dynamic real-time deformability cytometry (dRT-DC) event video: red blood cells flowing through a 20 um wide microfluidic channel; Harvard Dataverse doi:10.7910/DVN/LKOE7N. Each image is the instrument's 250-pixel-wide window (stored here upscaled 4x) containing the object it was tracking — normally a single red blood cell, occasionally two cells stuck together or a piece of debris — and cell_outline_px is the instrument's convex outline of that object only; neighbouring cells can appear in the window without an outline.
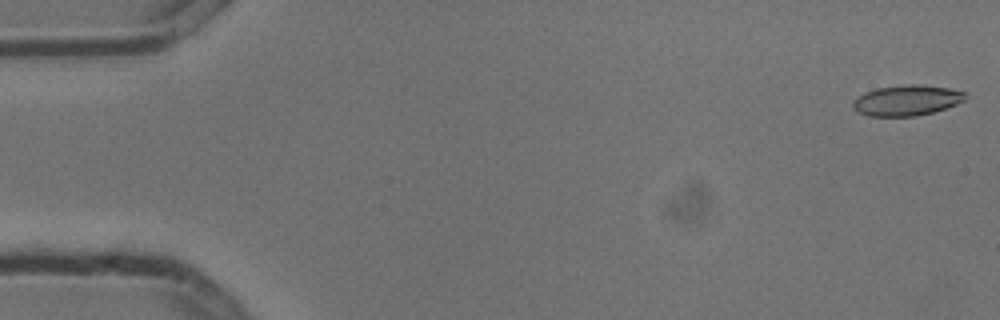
{"species": "common noctule bat (a hibernating species)", "species_latin": "Nyctalus noctula", "temperature_condition": "cold", "stored_images_in_passage": 6, "camera_frame_rate_fps": 3000, "um_per_image_px": 0.085, "animal": {"sex": "male", "body_mass_g": 13.3}, "frame": {"image": 1, "passage_image": 1, "time_ms": 0.0, "image_size_px": [1000, 320], "cell_outline_px": [[964, 100], [956, 104], [932, 112], [916, 116], [868, 116], [856, 112], [852, 108], [852, 100], [864, 92], [876, 88], [904, 84], [920, 84], [948, 88], [964, 92]], "centroid_in_image_um": [76.99, 8.53], "position_along_channel_um": 8.0, "area_um2": 20.06}}
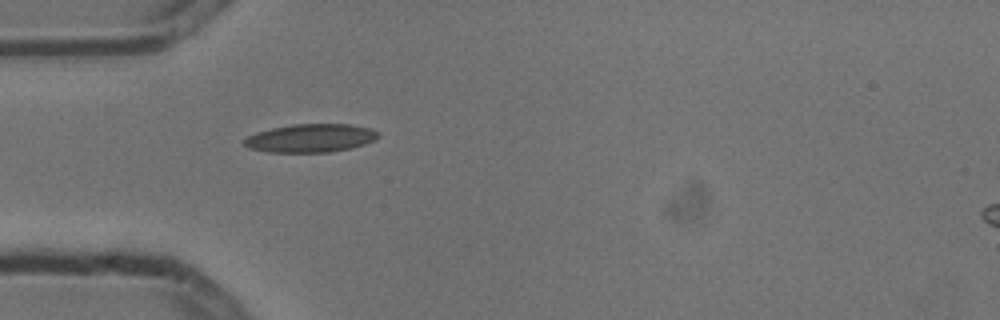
{"frame": {"image": 2, "passage_image": 5, "time_ms": 1.333, "image_size_px": [1000, 320], "cell_outline_px": [[380, 136], [376, 140], [364, 144], [348, 148], [328, 152], [268, 152], [248, 148], [244, 144], [244, 140], [248, 136], [256, 132], [272, 128], [292, 124], [352, 124], [368, 128], [380, 132]], "centroid_in_image_um": [26.41, 11.73], "position_along_channel_um": 58.6, "area_um2": 22.08}}